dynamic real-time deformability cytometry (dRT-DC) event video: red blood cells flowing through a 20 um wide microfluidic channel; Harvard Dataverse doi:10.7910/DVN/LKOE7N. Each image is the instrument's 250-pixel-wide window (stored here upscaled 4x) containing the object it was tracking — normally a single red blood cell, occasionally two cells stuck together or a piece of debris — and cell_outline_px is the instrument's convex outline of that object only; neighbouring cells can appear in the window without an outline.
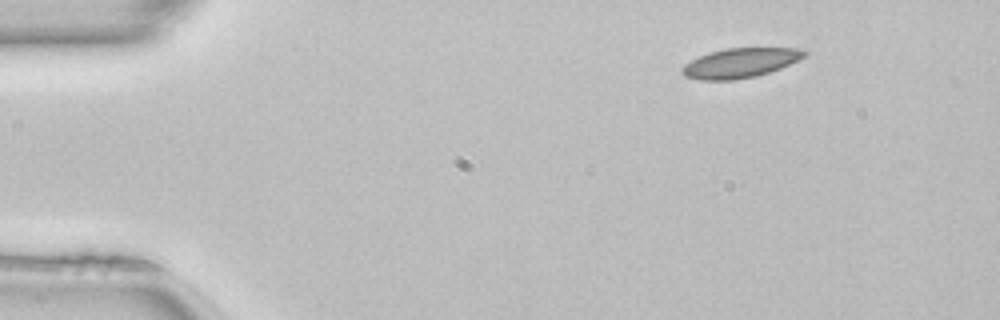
{"species": "common noctule bat (a hibernating species)", "species_latin": "Nyctalus noctula", "temperature_condition": "room temperature", "stored_images_in_passage": 45, "camera_frame_rate_fps": 3000, "um_per_image_px": 0.085, "animal": {"sex": "female", "body_mass_g": 22.7, "forearm_length_mm": 54.2}, "frame": {"image": 1, "passage_image": 1, "time_ms": 0.0, "image_size_px": [1000, 320], "cell_outline_px": [[808, 52], [804, 56], [780, 68], [756, 76], [732, 80], [700, 80], [684, 76], [680, 72], [680, 68], [684, 64], [708, 52], [724, 48], [800, 48]], "centroid_in_image_um": [62.86, 5.35], "position_along_channel_um": 22.1, "area_um2": 20.98}}
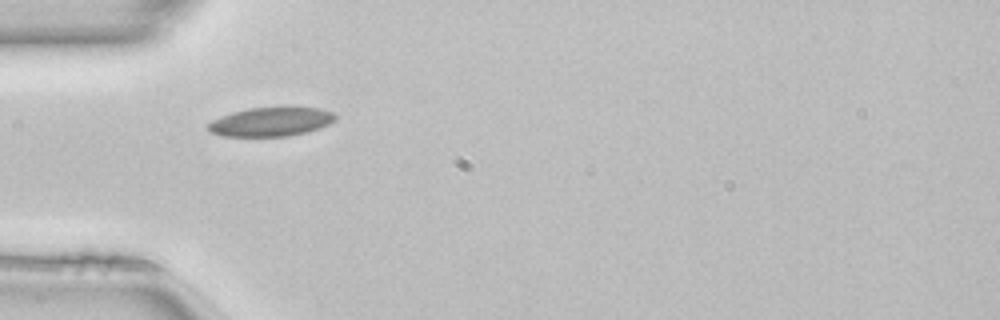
{"frame": {"image": 2, "passage_image": 10, "time_ms": 3.0, "image_size_px": [1000, 320], "cell_outline_px": [[336, 120], [320, 128], [288, 136], [220, 136], [204, 128], [212, 120], [220, 116], [232, 112], [248, 108], [320, 108], [332, 112], [336, 116]], "centroid_in_image_um": [22.98, 10.36], "position_along_channel_um": 62.0, "area_um2": 21.33}}
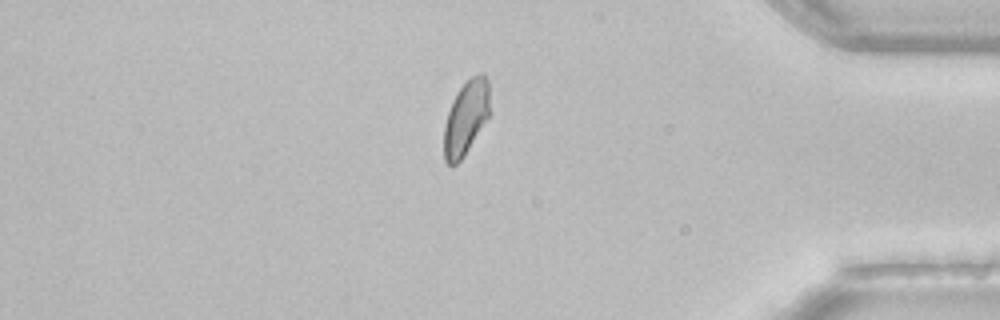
{"frame": {"image": 3, "passage_image": 37, "time_ms": 12.0, "image_size_px": [1000, 320], "cell_outline_px": [[488, 116], [464, 156], [452, 168], [444, 160], [444, 124], [452, 100], [460, 88], [472, 76], [480, 72], [488, 80]], "centroid_in_image_um": [39.56, 10.04], "position_along_channel_um": 395.6, "area_um2": 19.42}, "authors_computed_cell_mechanics": {"area_um2": 20.9814, "velocity_mm_per_s": 4.0798, "shape_relaxation_time_tau1_ms": 6.4873, "shape_relaxation_time_tau2_ms": 7.411, "deformation_change_tau1": 0.1128, "deformation_change_tau2": 0.081}}